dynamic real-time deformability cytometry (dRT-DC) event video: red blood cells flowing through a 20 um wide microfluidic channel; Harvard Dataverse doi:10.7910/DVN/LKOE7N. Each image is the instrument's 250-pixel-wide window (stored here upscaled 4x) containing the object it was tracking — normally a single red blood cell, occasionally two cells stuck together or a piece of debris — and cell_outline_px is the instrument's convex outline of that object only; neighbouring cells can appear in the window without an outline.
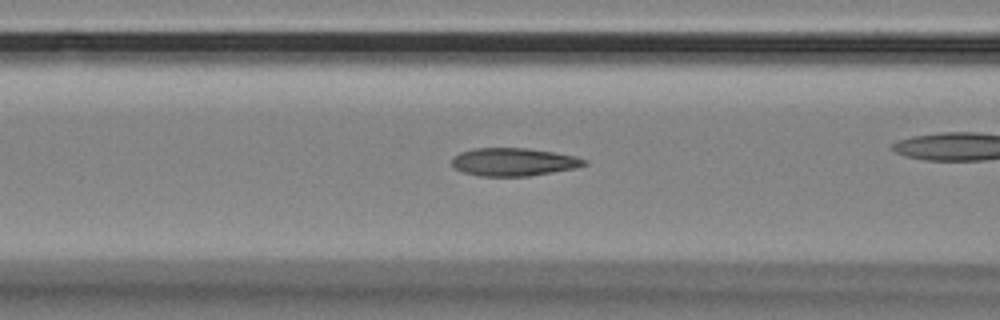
{"species": "Egyptian fruit bat (a non-hibernating species)", "species_latin": "Rousettus aegyptiacus", "temperature_condition": "room temperature", "stored_images_in_passage": 36, "camera_frame_rate_fps": 3000, "um_per_image_px": 0.085, "animal": {"sex": "female"}, "frame": {"image": 1, "passage_image": 13, "time_ms": 4.0, "image_size_px": [1000, 320], "cell_outline_px": [[588, 164], [572, 168], [552, 172], [528, 176], [480, 176], [464, 172], [452, 168], [452, 160], [460, 152], [476, 148], [528, 148], [576, 156], [588, 160]], "centroid_in_image_um": [43.65, 13.76], "position_along_channel_um": 122.9, "area_um2": 21.44}}
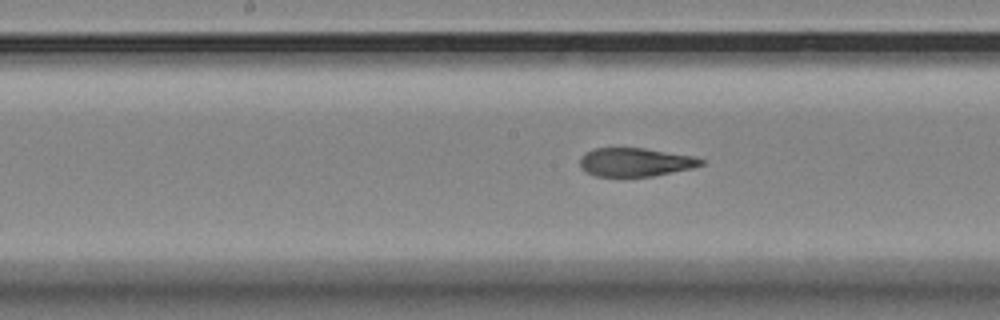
{"frame": {"image": 2, "passage_image": 19, "time_ms": 6.0, "image_size_px": [1000, 320], "cell_outline_px": [[704, 164], [692, 168], [652, 176], [596, 176], [580, 168], [580, 156], [584, 152], [592, 148], [644, 148], [696, 156], [704, 160]], "centroid_in_image_um": [53.99, 13.77], "position_along_channel_um": 194.2, "area_um2": 20.23}}
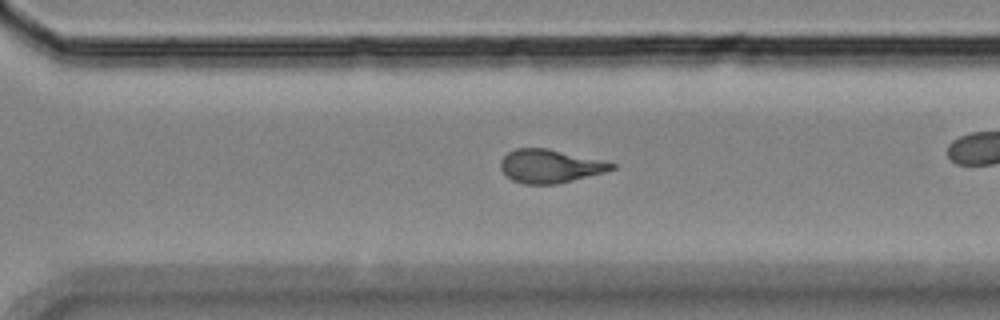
{"frame": {"image": 3, "passage_image": 30, "time_ms": 9.667, "image_size_px": [1000, 320], "cell_outline_px": [[616, 168], [604, 172], [556, 184], [524, 184], [512, 180], [500, 168], [500, 160], [508, 152], [516, 148], [548, 148], [600, 160], [616, 164]], "centroid_in_image_um": [46.72, 14.12], "position_along_channel_um": 323.9, "area_um2": 21.39}}